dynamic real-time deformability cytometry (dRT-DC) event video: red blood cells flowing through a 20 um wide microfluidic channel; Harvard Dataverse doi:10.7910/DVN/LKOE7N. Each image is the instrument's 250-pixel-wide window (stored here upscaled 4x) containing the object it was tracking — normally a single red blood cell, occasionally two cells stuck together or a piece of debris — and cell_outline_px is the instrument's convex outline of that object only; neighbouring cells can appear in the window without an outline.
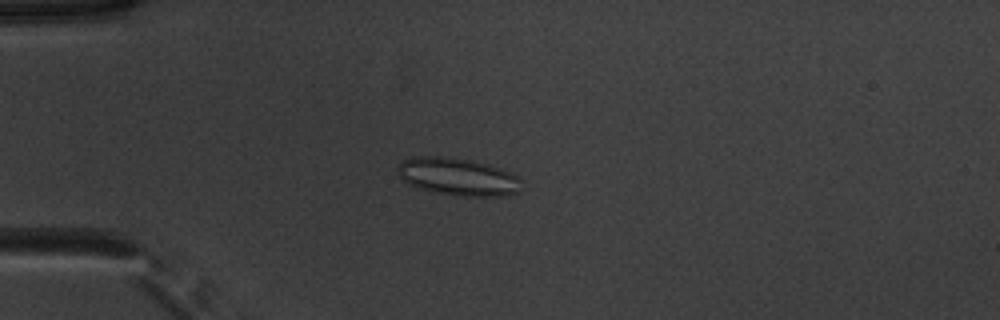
{"species": "common noctule bat (a hibernating species)", "species_latin": "Nyctalus noctula", "temperature_condition": "warm", "stored_images_in_passage": 53, "camera_frame_rate_fps": 3000, "um_per_image_px": 0.085, "animal": {"sex": "male", "body_mass_g": 20.1, "forearm_length_mm": 53.5}, "frame": {"image": 1, "passage_image": 15, "time_ms": 4.667, "image_size_px": [1000, 320], "cell_outline_px": [[520, 192], [508, 196], [456, 196], [436, 192], [420, 188], [408, 184], [396, 172], [396, 168], [404, 160], [412, 156], [440, 156], [468, 160], [488, 164], [500, 168], [516, 176], [520, 180]], "centroid_in_image_um": [38.91, 15.03], "position_along_channel_um": 46.1, "area_um2": 27.05}}
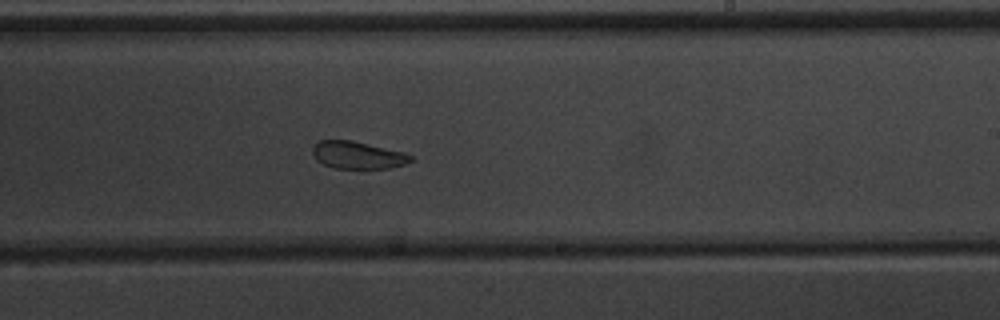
{"frame": {"image": 2, "passage_image": 33, "time_ms": 10.667, "image_size_px": [1000, 320], "cell_outline_px": [[412, 160], [404, 164], [388, 168], [336, 168], [324, 164], [316, 160], [312, 152], [312, 148], [316, 140], [352, 140], [404, 152], [412, 156]], "centroid_in_image_um": [30.36, 13.17], "position_along_channel_um": 258.6, "area_um2": 15.61}}
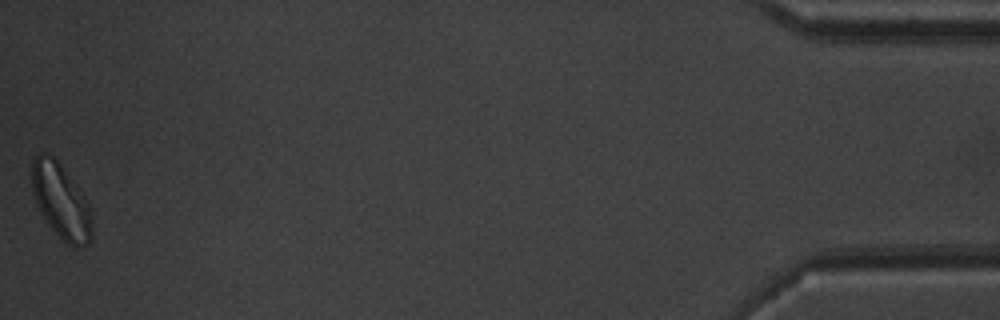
{"frame": {"image": 3, "passage_image": 53, "time_ms": 17.333, "image_size_px": [1000, 320], "cell_outline_px": [[92, 236], [88, 244], [84, 248], [72, 248], [48, 224], [40, 212], [36, 204], [32, 192], [32, 160], [36, 156], [44, 152], [52, 156], [56, 160], [80, 188], [88, 204], [92, 224]], "centroid_in_image_um": [5.19, 17.13], "position_along_channel_um": 430.0, "area_um2": 26.18}, "authors_computed_cell_mechanics": {"area_um2": 22.0796, "velocity_mm_per_s": 3.9026, "shape_relaxation_time_tau1_ms": 6.7622, "shape_relaxation_time_tau2_ms": 1.6755, "deformation_change_tau1": 0.1108, "deformation_change_tau2": 0.0758}}